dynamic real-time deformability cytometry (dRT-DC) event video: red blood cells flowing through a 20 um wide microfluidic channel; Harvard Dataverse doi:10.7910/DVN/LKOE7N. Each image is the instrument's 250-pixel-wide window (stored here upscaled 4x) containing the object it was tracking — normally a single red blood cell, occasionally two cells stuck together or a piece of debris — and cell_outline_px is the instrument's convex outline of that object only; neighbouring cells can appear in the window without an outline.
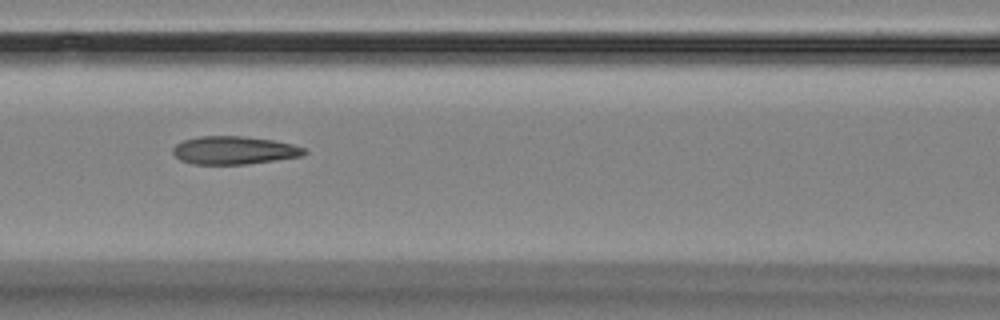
{"species": "Egyptian fruit bat (a non-hibernating species)", "species_latin": "Rousettus aegyptiacus", "temperature_condition": "room temperature", "stored_images_in_passage": 14, "camera_frame_rate_fps": 3000, "um_per_image_px": 0.085, "animal": {"sex": "female"}, "frame": {"image": 1, "passage_image": 8, "time_ms": 8.0, "image_size_px": [1000, 320], "cell_outline_px": [[308, 152], [300, 156], [248, 164], [192, 164], [180, 160], [172, 152], [172, 148], [176, 144], [184, 140], [200, 136], [244, 136], [272, 140], [292, 144], [308, 148]], "centroid_in_image_um": [19.9, 12.77], "position_along_channel_um": 146.7, "area_um2": 21.5}}
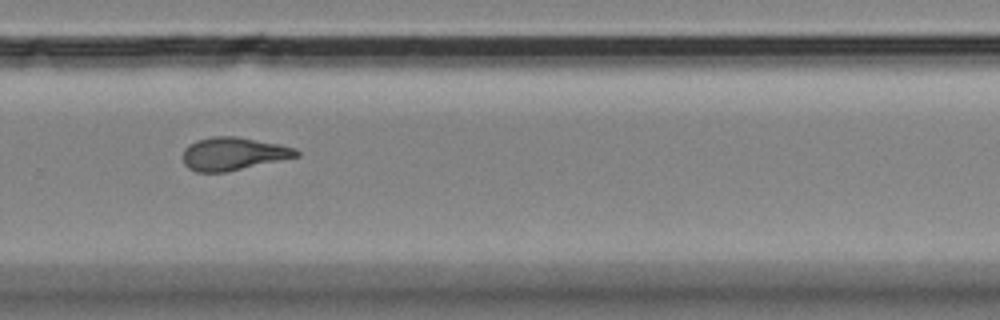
{"frame": {"image": 2, "passage_image": 12, "time_ms": 12.667, "image_size_px": [1000, 320], "cell_outline_px": [[300, 156], [228, 172], [196, 172], [188, 168], [184, 164], [180, 156], [184, 148], [188, 144], [196, 140], [212, 136], [236, 136], [280, 144], [296, 148], [300, 152]], "centroid_in_image_um": [19.8, 13.07], "position_along_channel_um": 310.0, "area_um2": 22.25}}
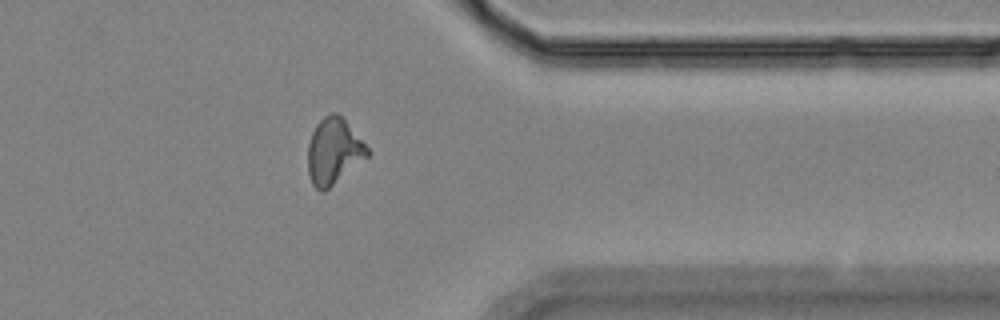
{"frame": {"image": 3, "passage_image": 14, "time_ms": 15.0, "image_size_px": [1000, 320], "cell_outline_px": [[372, 152], [368, 156], [324, 192], [320, 192], [312, 184], [308, 172], [308, 144], [312, 132], [316, 124], [324, 116], [332, 112], [336, 112], [344, 120]], "centroid_in_image_um": [28.34, 12.87], "position_along_channel_um": 383.1, "area_um2": 22.66}, "authors_computed_cell_mechanics": {"area_um2": 22.1952, "velocity_mm_per_s": 3.52, "shape_relaxation_time_tau1_ms": 3.3962, "shape_relaxation_time_tau2_ms": 0.9891, "deformation_change_tau1": 0.1511, "deformation_change_tau2": 0.0917}}